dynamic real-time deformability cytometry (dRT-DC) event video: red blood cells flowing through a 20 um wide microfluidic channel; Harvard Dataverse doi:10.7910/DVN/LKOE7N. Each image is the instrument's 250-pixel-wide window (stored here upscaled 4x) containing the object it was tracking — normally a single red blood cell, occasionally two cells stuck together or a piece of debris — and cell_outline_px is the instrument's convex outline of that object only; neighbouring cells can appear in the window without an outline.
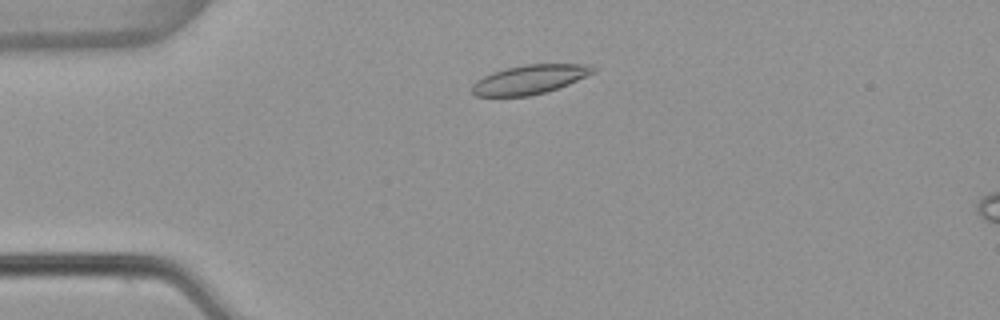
{"species": "common noctule bat (a hibernating species)", "species_latin": "Nyctalus noctula", "temperature_condition": "warm", "stored_images_in_passage": 49, "camera_frame_rate_fps": 3000, "um_per_image_px": 0.085, "animal": {"sex": "female", "body_mass_g": 22.7, "forearm_length_mm": 54.2}, "frame": {"image": 1, "passage_image": 8, "time_ms": 2.333, "image_size_px": [1000, 320], "cell_outline_px": [[600, 68], [596, 72], [568, 84], [544, 92], [528, 96], [476, 96], [472, 92], [472, 84], [476, 80], [492, 72], [504, 68], [524, 64], [592, 64]], "centroid_in_image_um": [45.06, 6.73], "position_along_channel_um": 39.9, "area_um2": 20.69}}
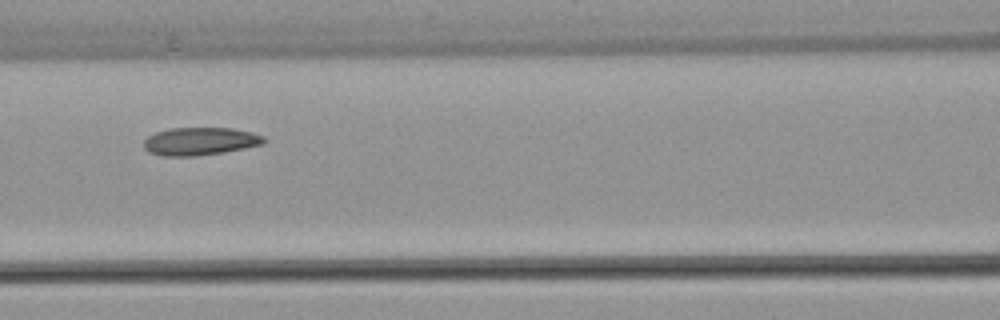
{"frame": {"image": 2, "passage_image": 19, "time_ms": 6.0, "image_size_px": [1000, 320], "cell_outline_px": [[268, 140], [264, 144], [224, 152], [196, 156], [160, 156], [148, 152], [144, 148], [144, 140], [148, 136], [156, 132], [168, 128], [232, 128], [252, 132], [264, 136]], "centroid_in_image_um": [17.01, 12.01], "position_along_channel_um": 149.6, "area_um2": 19.71}}
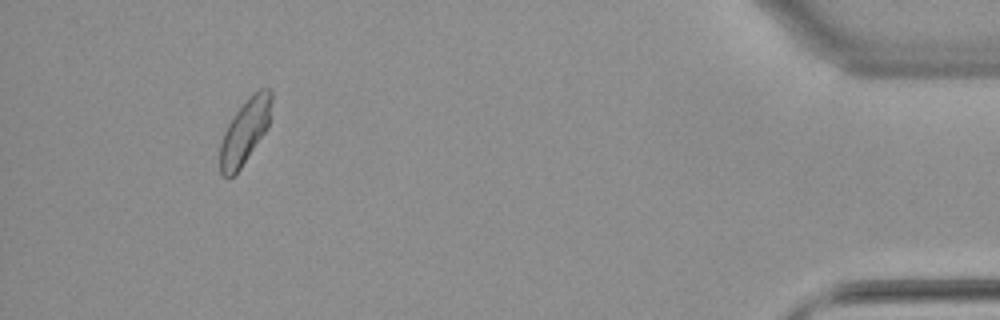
{"frame": {"image": 3, "passage_image": 45, "time_ms": 14.667, "image_size_px": [1000, 320], "cell_outline_px": [[272, 100], [268, 128], [240, 168], [228, 180], [220, 172], [220, 144], [224, 132], [228, 124], [236, 112], [248, 96], [252, 92], [260, 88], [272, 88]], "centroid_in_image_um": [20.83, 11.13], "position_along_channel_um": 414.4, "area_um2": 19.42}, "authors_computed_cell_mechanics": {"area_um2": 19.941, "velocity_mm_per_s": 3.8247, "shape_relaxation_time_tau1_ms": null, "shape_relaxation_time_tau2_ms": 4.4575, "deformation_change_tau1": null, "deformation_change_tau2": 0.0984}}